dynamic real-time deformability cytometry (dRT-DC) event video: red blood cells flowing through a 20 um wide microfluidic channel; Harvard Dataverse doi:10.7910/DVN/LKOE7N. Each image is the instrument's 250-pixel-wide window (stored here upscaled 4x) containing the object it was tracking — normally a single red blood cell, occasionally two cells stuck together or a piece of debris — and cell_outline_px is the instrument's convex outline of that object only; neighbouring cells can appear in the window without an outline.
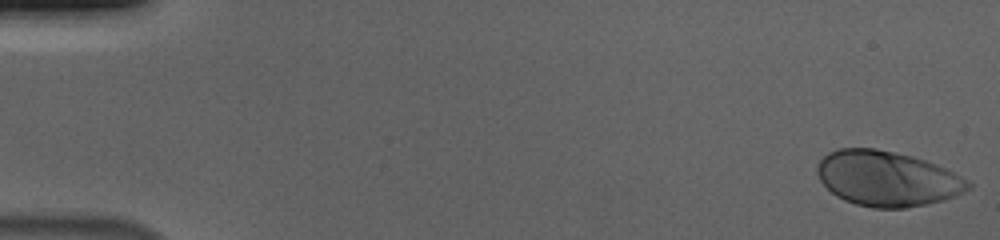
{"species": "human", "species_latin": "Homo sapiens", "temperature_condition": "cold", "stored_images_in_passage": 14, "camera_frame_rate_fps": 3000, "um_per_image_px": 0.085, "donor": {"sex": "male"}, "frame": {"image": 1, "passage_image": 1, "time_ms": 0.0, "image_size_px": [1000, 240], "cell_outline_px": [[972, 188], [964, 192], [944, 200], [904, 208], [872, 208], [856, 204], [844, 200], [836, 196], [820, 180], [816, 172], [816, 164], [828, 152], [840, 148], [876, 148], [912, 156], [924, 160], [944, 168], [960, 176], [972, 184]], "centroid_in_image_um": [75.38, 15.18], "position_along_channel_um": 9.6, "area_um2": 48.32}}